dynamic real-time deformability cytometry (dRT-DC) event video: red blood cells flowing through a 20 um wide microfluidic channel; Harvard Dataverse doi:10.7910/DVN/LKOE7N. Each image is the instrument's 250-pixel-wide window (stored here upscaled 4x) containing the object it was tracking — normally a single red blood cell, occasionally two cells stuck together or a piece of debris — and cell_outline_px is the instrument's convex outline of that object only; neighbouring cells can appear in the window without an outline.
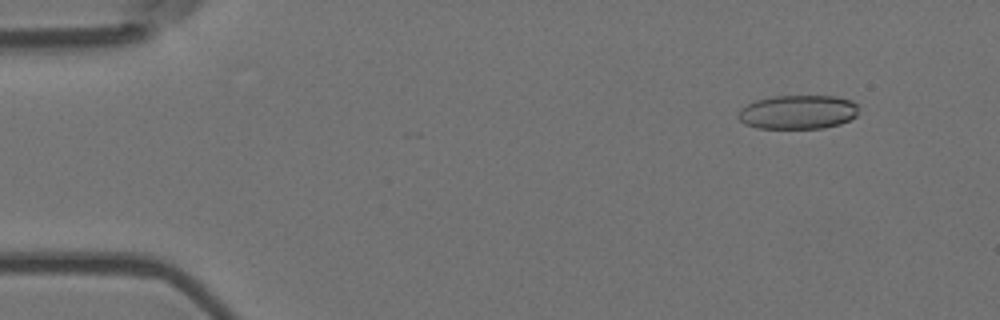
{"species": "Egyptian fruit bat (a non-hibernating species)", "species_latin": "Rousettus aegyptiacus", "temperature_condition": "room temperature", "stored_images_in_passage": 5, "camera_frame_rate_fps": 3000, "um_per_image_px": 0.085, "animal": {"sex": "female"}, "frame": {"image": 1, "passage_image": 2, "time_ms": 0.333, "image_size_px": [1000, 320], "cell_outline_px": [[856, 116], [840, 124], [824, 128], [756, 128], [744, 124], [736, 116], [736, 112], [740, 108], [756, 100], [772, 96], [836, 96], [852, 100], [856, 104]], "centroid_in_image_um": [67.77, 9.52], "position_along_channel_um": 17.2, "area_um2": 23.99}}
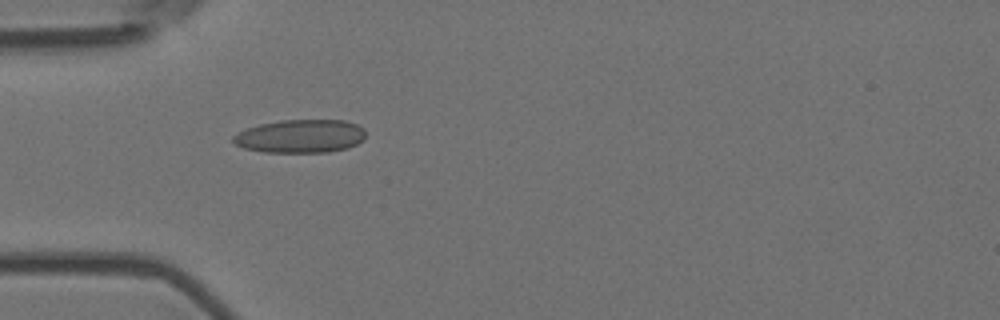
{"frame": {"image": 2, "passage_image": 5, "time_ms": 1.333, "image_size_px": [1000, 320], "cell_outline_px": [[364, 140], [348, 148], [328, 152], [264, 152], [244, 148], [236, 144], [232, 140], [232, 136], [248, 128], [260, 124], [280, 120], [344, 120], [356, 124], [364, 128]], "centroid_in_image_um": [25.56, 11.58], "position_along_channel_um": 59.4, "area_um2": 25.66}}